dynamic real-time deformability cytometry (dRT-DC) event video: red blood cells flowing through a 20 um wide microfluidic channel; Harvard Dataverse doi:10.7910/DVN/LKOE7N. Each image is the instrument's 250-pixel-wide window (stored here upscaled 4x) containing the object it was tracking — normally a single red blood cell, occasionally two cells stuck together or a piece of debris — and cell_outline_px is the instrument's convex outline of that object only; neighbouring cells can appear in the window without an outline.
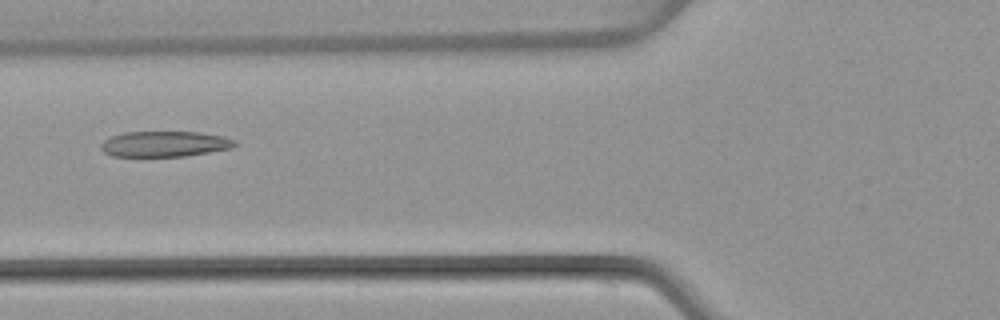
{"species": "common noctule bat (a hibernating species)", "species_latin": "Nyctalus noctula", "temperature_condition": "warm", "stored_images_in_passage": 45, "camera_frame_rate_fps": 3000, "um_per_image_px": 0.085, "animal": {"sex": "female", "body_mass_g": 22.7, "forearm_length_mm": 54.2}, "frame": {"image": 1, "passage_image": 14, "time_ms": 4.333, "image_size_px": [1000, 320], "cell_outline_px": [[236, 144], [232, 148], [184, 156], [112, 156], [104, 152], [100, 148], [100, 144], [104, 140], [112, 136], [124, 132], [200, 132], [224, 136], [236, 140]], "centroid_in_image_um": [13.99, 12.23], "position_along_channel_um": 111.8, "area_um2": 19.94}}
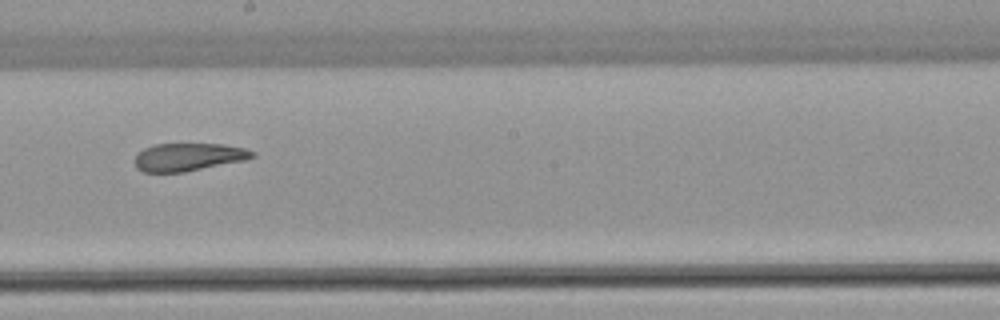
{"frame": {"image": 2, "passage_image": 23, "time_ms": 7.333, "image_size_px": [1000, 320], "cell_outline_px": [[256, 156], [244, 160], [184, 172], [144, 172], [136, 168], [136, 156], [144, 148], [156, 144], [224, 144], [244, 148], [256, 152]], "centroid_in_image_um": [16.04, 13.34], "position_along_channel_um": 232.2, "area_um2": 18.9}}
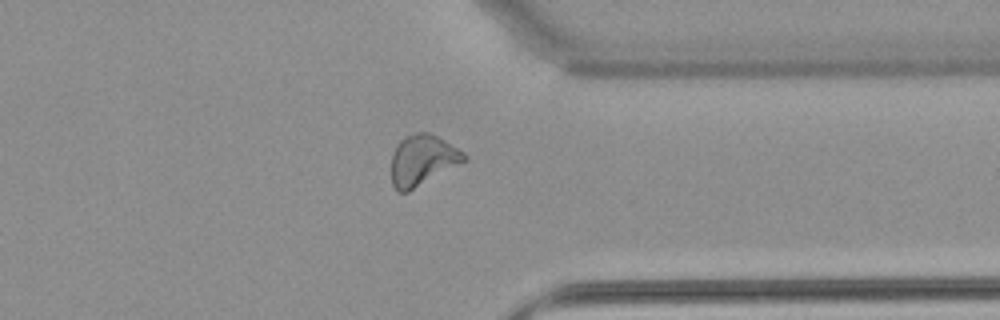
{"frame": {"image": 3, "passage_image": 34, "time_ms": 11.0, "image_size_px": [1000, 320], "cell_outline_px": [[468, 160], [408, 192], [396, 192], [392, 184], [392, 152], [400, 140], [404, 136], [416, 132], [428, 132], [444, 140], [464, 152], [468, 156]], "centroid_in_image_um": [35.91, 13.62], "position_along_channel_um": 375.5, "area_um2": 21.62}, "authors_computed_cell_mechanics": {"area_um2": 21.4438, "velocity_mm_per_s": 4.0095, "shape_relaxation_time_tau1_ms": null, "shape_relaxation_time_tau2_ms": 2.4733, "deformation_change_tau1": null, "deformation_change_tau2": 0.0847}}